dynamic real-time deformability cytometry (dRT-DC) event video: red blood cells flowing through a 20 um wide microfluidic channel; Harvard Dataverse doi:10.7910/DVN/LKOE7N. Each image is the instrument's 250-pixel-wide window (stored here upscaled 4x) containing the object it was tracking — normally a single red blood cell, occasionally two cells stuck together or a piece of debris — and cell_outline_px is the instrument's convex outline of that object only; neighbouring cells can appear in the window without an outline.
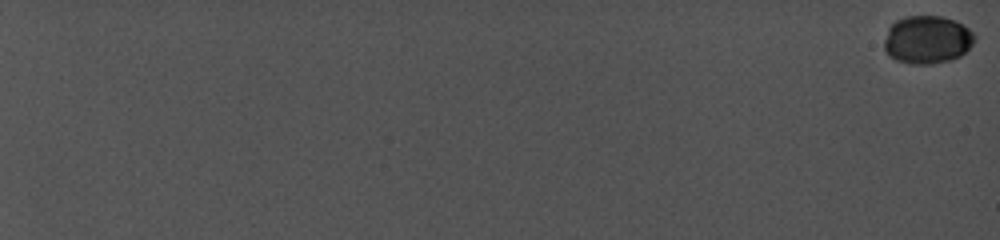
{"species": "common noctule bat (a hibernating species)", "species_latin": "Nyctalus noctula", "temperature_condition": "cold", "stored_images_in_passage": 47, "camera_frame_rate_fps": 5000, "um_per_image_px": 0.085, "animal": {"sex": "female", "body_mass_g": 19.0, "forearm_length_mm": 56.7}, "frame": {"image": 1, "passage_image": 1, "time_ms": 0.0, "image_size_px": [1000, 240], "cell_outline_px": [[976, 40], [960, 56], [952, 60], [928, 64], [908, 64], [896, 60], [888, 56], [884, 48], [884, 40], [888, 28], [896, 20], [908, 16], [940, 16], [956, 20], [968, 28], [976, 36]], "centroid_in_image_um": [78.8, 3.38], "position_along_channel_um": 6.2, "area_um2": 25.49}}
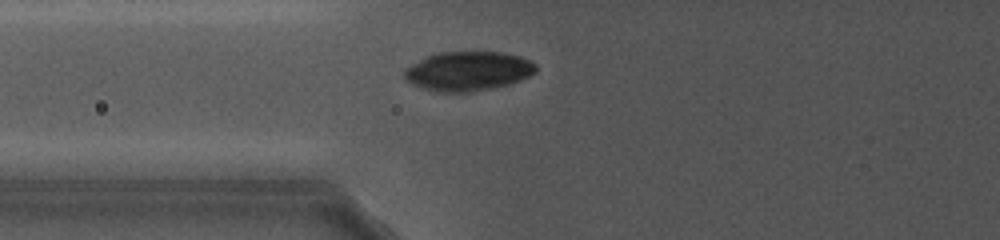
{"frame": {"image": 2, "passage_image": 28, "time_ms": 10.6, "image_size_px": [1000, 240], "cell_outline_px": [[536, 72], [520, 80], [508, 84], [468, 92], [448, 92], [428, 88], [412, 84], [404, 76], [404, 68], [424, 56], [436, 52], [504, 52], [520, 56], [536, 64]], "centroid_in_image_um": [39.78, 6.01], "position_along_channel_um": 86.0, "area_um2": 29.82}}
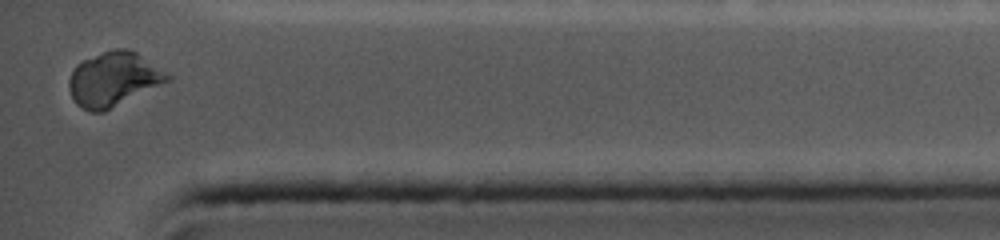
{"frame": {"image": 3, "passage_image": 47, "time_ms": 19.4, "image_size_px": [1000, 240], "cell_outline_px": [[172, 76], [168, 80], [104, 112], [88, 112], [76, 104], [68, 88], [68, 80], [76, 64], [84, 60], [112, 48], [128, 48], [136, 52]], "centroid_in_image_um": [9.6, 6.73], "position_along_channel_um": 425.6, "area_um2": 30.75}, "authors_computed_cell_mechanics": {"area_um2": 28.4376, "velocity_mm_per_s": 3.9036, "shape_relaxation_time_tau1_ms": 5.0789, "shape_relaxation_time_tau2_ms": null, "deformation_change_tau1": 0.1116, "deformation_change_tau2": null}}